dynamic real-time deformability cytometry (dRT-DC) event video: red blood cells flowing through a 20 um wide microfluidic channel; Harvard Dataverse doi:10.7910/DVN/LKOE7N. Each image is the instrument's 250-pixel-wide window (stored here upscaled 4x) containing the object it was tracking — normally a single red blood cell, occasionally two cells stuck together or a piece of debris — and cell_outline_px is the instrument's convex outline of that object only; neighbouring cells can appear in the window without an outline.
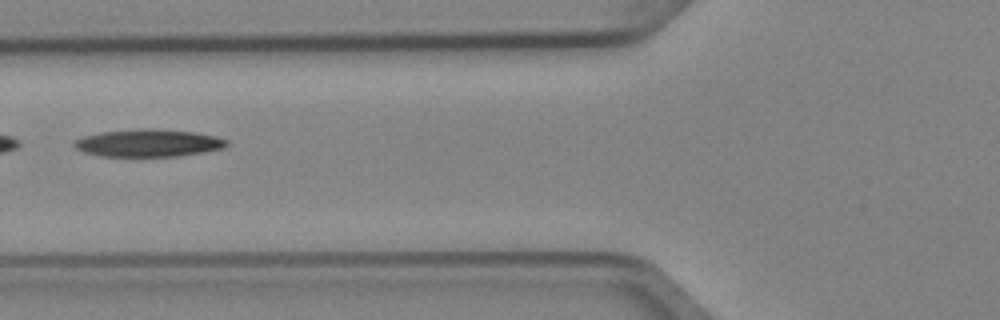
{"species": "Egyptian fruit bat (a non-hibernating species)", "species_latin": "Rousettus aegyptiacus", "temperature_condition": "cold", "stored_images_in_passage": 2, "camera_frame_rate_fps": 3000, "um_per_image_px": 0.085, "animal": {"sex": "female"}, "frame": {"image": 1, "passage_image": 2, "time_ms": 0.333, "image_size_px": [1000, 320], "cell_outline_px": [[228, 144], [224, 148], [204, 152], [180, 156], [100, 156], [84, 152], [76, 148], [72, 144], [72, 140], [84, 136], [100, 132], [148, 128], [152, 128], [192, 132], [216, 136], [228, 140]], "centroid_in_image_um": [12.6, 12.16], "position_along_channel_um": 113.2, "area_um2": 24.45}}